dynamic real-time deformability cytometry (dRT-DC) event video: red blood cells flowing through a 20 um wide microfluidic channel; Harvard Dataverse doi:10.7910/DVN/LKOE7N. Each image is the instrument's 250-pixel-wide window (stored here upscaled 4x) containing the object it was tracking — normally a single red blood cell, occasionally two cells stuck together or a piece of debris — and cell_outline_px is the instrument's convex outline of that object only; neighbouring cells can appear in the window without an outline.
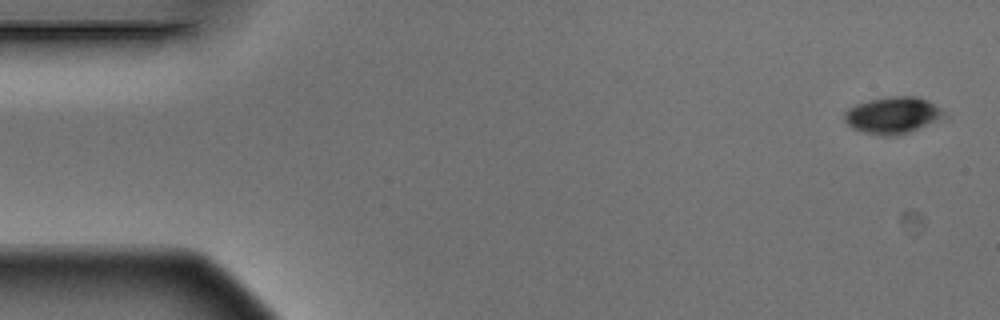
{"species": "Egyptian fruit bat (a non-hibernating species)", "species_latin": "Rousettus aegyptiacus", "temperature_condition": "warm", "stored_images_in_passage": 4, "camera_frame_rate_fps": 3000, "um_per_image_px": 0.085, "animal": {"sex": "male"}, "frame": {"image": 1, "passage_image": 1, "time_ms": 0.0, "image_size_px": [1000, 320], "cell_outline_px": [[944, 116], [908, 132], [892, 136], [884, 136], [864, 132], [852, 128], [844, 120], [844, 112], [848, 108], [856, 104], [868, 100], [892, 96], [916, 96], [928, 100], [940, 108], [944, 112]], "centroid_in_image_um": [75.82, 9.78], "position_along_channel_um": 9.2, "area_um2": 20.92}}
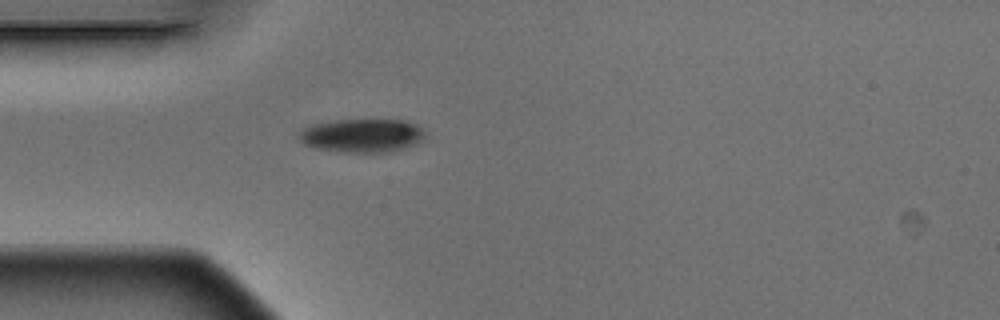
{"frame": {"image": 2, "passage_image": 4, "time_ms": 1.0, "image_size_px": [1000, 320], "cell_outline_px": [[428, 136], [424, 140], [408, 148], [392, 152], [344, 152], [316, 148], [304, 144], [296, 136], [304, 128], [312, 124], [336, 120], [404, 120], [416, 124]], "centroid_in_image_um": [30.82, 11.53], "position_along_channel_um": 54.2, "area_um2": 24.91}}